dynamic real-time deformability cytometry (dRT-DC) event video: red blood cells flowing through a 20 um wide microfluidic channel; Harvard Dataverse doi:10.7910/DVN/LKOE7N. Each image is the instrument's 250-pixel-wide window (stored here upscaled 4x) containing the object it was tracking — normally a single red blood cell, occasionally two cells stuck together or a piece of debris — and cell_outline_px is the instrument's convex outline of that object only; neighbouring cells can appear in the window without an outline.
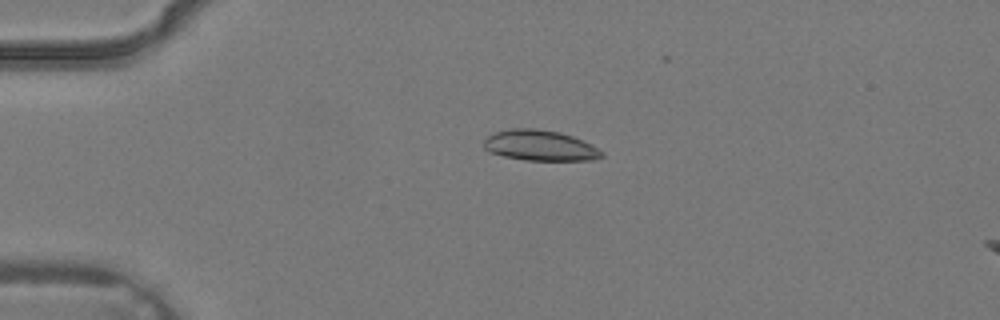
{"species": "common noctule bat (a hibernating species)", "species_latin": "Nyctalus noctula", "temperature_condition": "warm", "stored_images_in_passage": 3, "camera_frame_rate_fps": 3000, "um_per_image_px": 0.085, "animal": {"sex": "male", "body_mass_g": 19.2, "forearm_length_mm": 51.8}, "frame": {"image": 1, "passage_image": 2, "time_ms": 0.333, "image_size_px": [1000, 320], "cell_outline_px": [[604, 156], [592, 160], [524, 160], [504, 156], [488, 152], [484, 148], [484, 140], [488, 136], [496, 132], [512, 128], [536, 128], [560, 132], [572, 136], [592, 144], [604, 152]], "centroid_in_image_um": [45.91, 12.37], "position_along_channel_um": 39.1, "area_um2": 21.1}}